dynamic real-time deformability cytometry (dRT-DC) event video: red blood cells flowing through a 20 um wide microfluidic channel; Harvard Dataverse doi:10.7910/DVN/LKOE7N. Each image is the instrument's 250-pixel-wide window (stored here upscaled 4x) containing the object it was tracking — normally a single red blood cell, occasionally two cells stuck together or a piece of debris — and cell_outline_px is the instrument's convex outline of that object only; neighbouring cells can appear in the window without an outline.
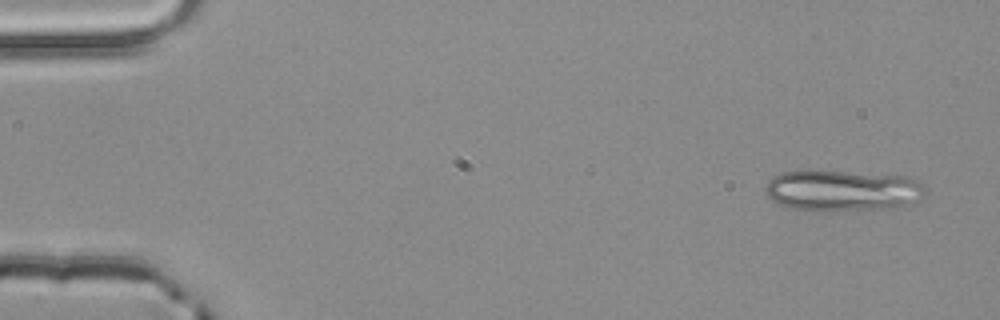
{"species": "common noctule bat (a hibernating species)", "species_latin": "Nyctalus noctula", "temperature_condition": "room temperature", "stored_images_in_passage": 4, "camera_frame_rate_fps": 3000, "um_per_image_px": 0.085, "animal": {"sex": "male", "body_mass_g": 20.4}, "frame": {"image": 1, "passage_image": 1, "time_ms": 0.0, "image_size_px": [1000, 320], "cell_outline_px": [[928, 192], [920, 200], [904, 208], [832, 212], [812, 212], [784, 208], [772, 200], [764, 192], [764, 188], [768, 180], [772, 176], [780, 172], [808, 168], [904, 176], [920, 180], [924, 184]], "centroid_in_image_um": [71.6, 16.21], "position_along_channel_um": 13.4, "area_um2": 40.81}}